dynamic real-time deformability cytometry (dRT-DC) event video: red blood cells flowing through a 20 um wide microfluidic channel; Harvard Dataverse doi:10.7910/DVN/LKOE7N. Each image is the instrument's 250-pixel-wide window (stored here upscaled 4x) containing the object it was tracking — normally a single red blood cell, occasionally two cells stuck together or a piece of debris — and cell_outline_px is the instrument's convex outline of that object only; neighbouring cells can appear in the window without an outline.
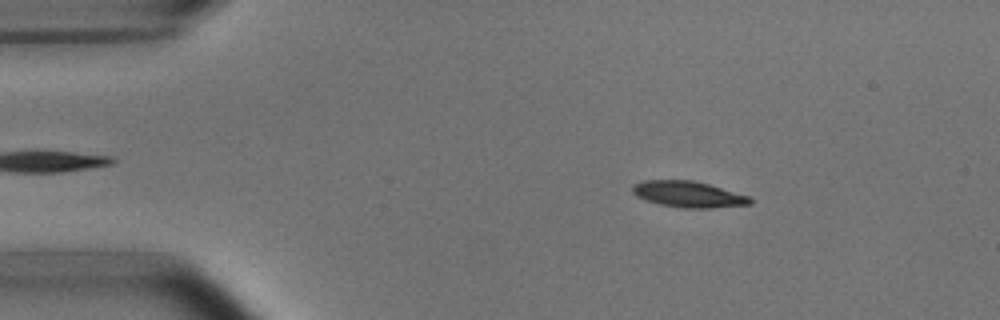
{"species": "common noctule bat (a hibernating species)", "species_latin": "Nyctalus noctula", "temperature_condition": "room temperature", "stored_images_in_passage": 4, "camera_frame_rate_fps": 3000, "um_per_image_px": 0.085, "animal": {"sex": "male", "body_mass_g": 15.6}, "frame": {"image": 1, "passage_image": 2, "time_ms": 1.0, "image_size_px": [1000, 320], "cell_outline_px": [[752, 204], [712, 208], [684, 208], [660, 204], [636, 196], [632, 192], [632, 188], [636, 184], [644, 180], [692, 180], [708, 184], [752, 196]], "centroid_in_image_um": [58.57, 16.51], "position_along_channel_um": 26.4, "area_um2": 17.86}}
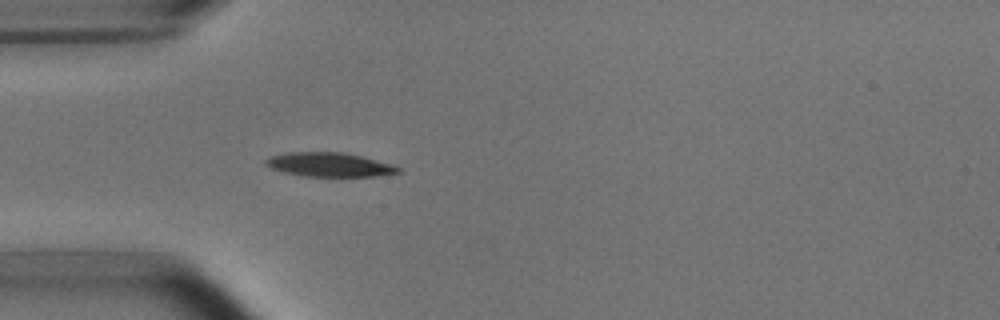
{"frame": {"image": 2, "passage_image": 4, "time_ms": 3.333, "image_size_px": [1000, 320], "cell_outline_px": [[400, 172], [376, 176], [304, 176], [284, 172], [272, 168], [264, 164], [264, 160], [268, 156], [288, 152], [344, 152], [392, 164], [400, 168]], "centroid_in_image_um": [27.95, 13.99], "position_along_channel_um": 57.0, "area_um2": 18.5}}